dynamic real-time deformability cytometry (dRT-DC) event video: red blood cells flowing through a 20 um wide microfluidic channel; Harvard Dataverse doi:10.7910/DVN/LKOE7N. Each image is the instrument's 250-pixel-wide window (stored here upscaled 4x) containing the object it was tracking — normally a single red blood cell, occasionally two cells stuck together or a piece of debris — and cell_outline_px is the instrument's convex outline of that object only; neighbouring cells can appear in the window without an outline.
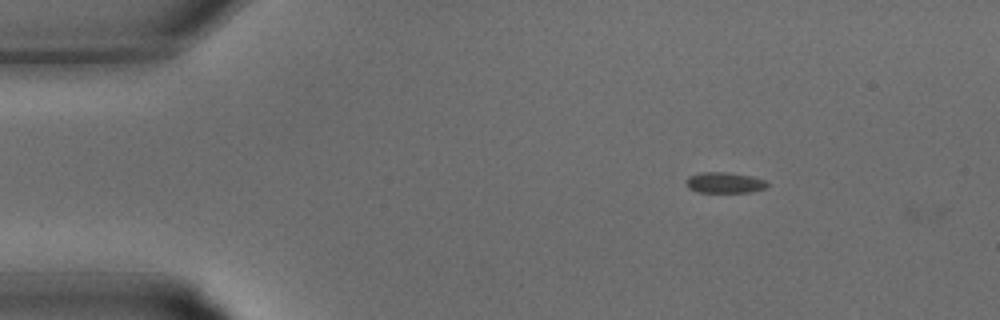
{"species": "common noctule bat (a hibernating species)", "species_latin": "Nyctalus noctula", "temperature_condition": "warm", "stored_images_in_passage": 29, "camera_frame_rate_fps": 3000, "um_per_image_px": 0.085, "animal": {"sex": "male", "body_mass_g": 15.6}, "frame": {"image": 1, "passage_image": 1, "time_ms": 0.0, "image_size_px": [1000, 320], "cell_outline_px": [[768, 188], [752, 192], [696, 192], [688, 188], [684, 180], [688, 176], [700, 172], [728, 172], [752, 176], [764, 180], [768, 184]], "centroid_in_image_um": [61.57, 15.52], "position_along_channel_um": 23.4, "area_um2": 10.06}}
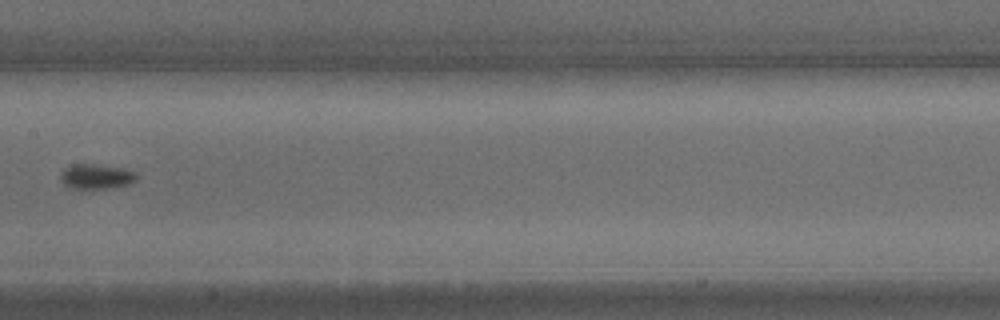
{"frame": {"image": 2, "passage_image": 13, "time_ms": 4.0, "image_size_px": [1000, 320], "cell_outline_px": [[136, 180], [128, 184], [108, 188], [68, 188], [64, 184], [60, 176], [68, 168], [76, 164], [88, 164], [124, 168], [136, 172]], "centroid_in_image_um": [8.22, 15.01], "position_along_channel_um": 199.2, "area_um2": 10.64}}
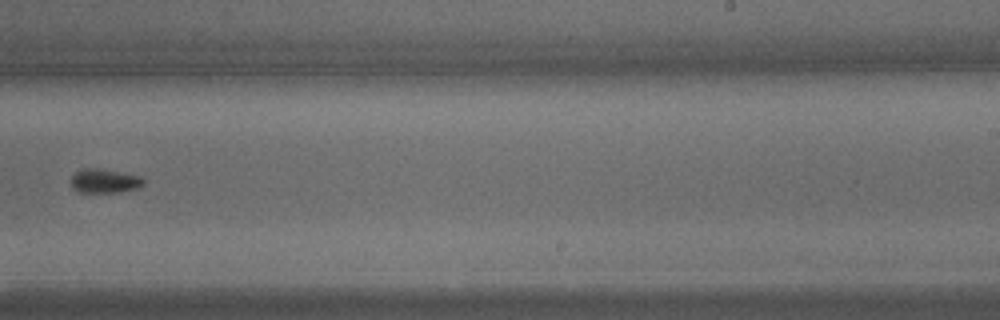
{"frame": {"image": 3, "passage_image": 17, "time_ms": 5.333, "image_size_px": [1000, 320], "cell_outline_px": [[144, 184], [140, 188], [120, 192], [80, 192], [72, 188], [72, 176], [76, 172], [84, 168], [100, 168], [140, 176], [144, 180]], "centroid_in_image_um": [8.92, 15.38], "position_along_channel_um": 280.1, "area_um2": 10.17}}